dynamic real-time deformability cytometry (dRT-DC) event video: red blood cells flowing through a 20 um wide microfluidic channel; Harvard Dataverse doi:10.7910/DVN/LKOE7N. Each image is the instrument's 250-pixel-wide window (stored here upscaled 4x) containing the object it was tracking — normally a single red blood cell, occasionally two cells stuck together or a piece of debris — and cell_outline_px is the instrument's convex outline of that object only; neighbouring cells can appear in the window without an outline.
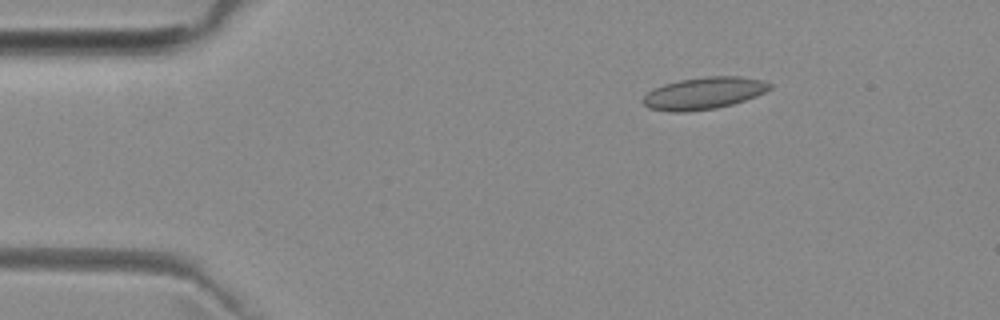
{"species": "common noctule bat (a hibernating species)", "species_latin": "Nyctalus noctula", "temperature_condition": "room temperature", "stored_images_in_passage": 4, "camera_frame_rate_fps": 3000, "um_per_image_px": 0.085, "animal": {"sex": "female", "body_mass_g": 29.2, "forearm_length_mm": 56.3}, "frame": {"image": 1, "passage_image": 2, "time_ms": 1.333, "image_size_px": [1000, 320], "cell_outline_px": [[772, 88], [756, 96], [732, 104], [716, 108], [684, 112], [672, 112], [648, 108], [644, 104], [644, 96], [652, 88], [664, 84], [680, 80], [708, 76], [740, 76], [764, 80], [772, 84]], "centroid_in_image_um": [59.84, 7.92], "position_along_channel_um": 25.2, "area_um2": 23.64}}
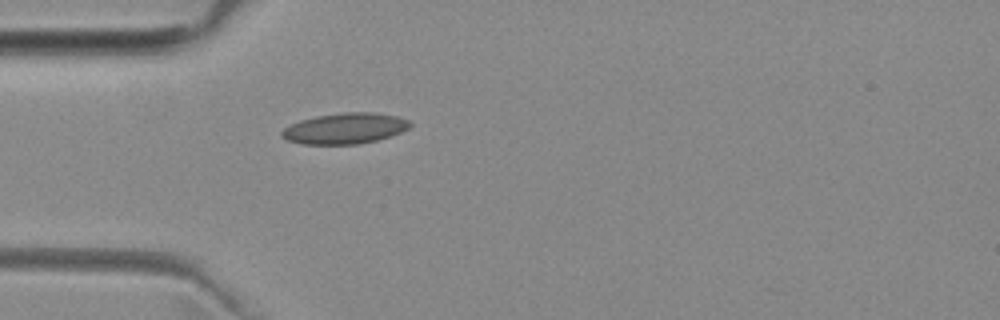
{"frame": {"image": 2, "passage_image": 4, "time_ms": 3.667, "image_size_px": [1000, 320], "cell_outline_px": [[412, 124], [408, 128], [392, 136], [376, 140], [356, 144], [300, 144], [288, 140], [280, 136], [280, 132], [284, 128], [300, 120], [316, 116], [344, 112], [376, 112], [396, 116], [408, 120]], "centroid_in_image_um": [29.31, 10.91], "position_along_channel_um": 55.7, "area_um2": 23.0}}